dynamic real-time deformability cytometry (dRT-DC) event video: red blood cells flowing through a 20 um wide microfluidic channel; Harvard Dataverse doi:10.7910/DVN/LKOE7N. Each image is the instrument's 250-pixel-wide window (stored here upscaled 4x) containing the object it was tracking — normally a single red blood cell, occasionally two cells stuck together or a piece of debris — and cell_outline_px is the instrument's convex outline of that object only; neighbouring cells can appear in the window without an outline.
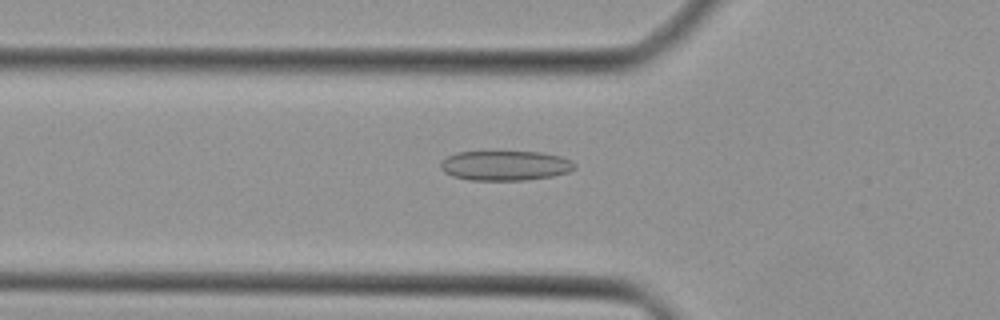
{"species": "Egyptian fruit bat (a non-hibernating species)", "species_latin": "Rousettus aegyptiacus", "temperature_condition": "cold", "stored_images_in_passage": 38, "camera_frame_rate_fps": 3000, "um_per_image_px": 0.085, "animal": {"sex": "female"}, "frame": {"image": 1, "passage_image": 8, "time_ms": 2.333, "image_size_px": [1000, 320], "cell_outline_px": [[576, 168], [568, 172], [552, 176], [524, 180], [468, 180], [452, 176], [444, 172], [440, 168], [440, 164], [448, 156], [456, 152], [540, 152], [560, 156], [576, 164]], "centroid_in_image_um": [42.93, 14.08], "position_along_channel_um": 82.9, "area_um2": 23.18}}
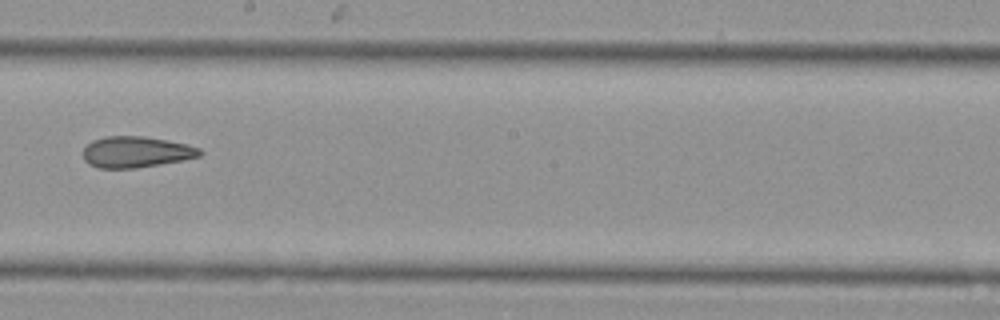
{"frame": {"image": 2, "passage_image": 18, "time_ms": 5.667, "image_size_px": [1000, 320], "cell_outline_px": [[204, 152], [200, 156], [184, 160], [136, 168], [100, 168], [88, 164], [84, 160], [84, 148], [92, 140], [104, 136], [144, 136], [168, 140], [188, 144], [200, 148]], "centroid_in_image_um": [11.59, 12.91], "position_along_channel_um": 236.6, "area_um2": 21.33}}
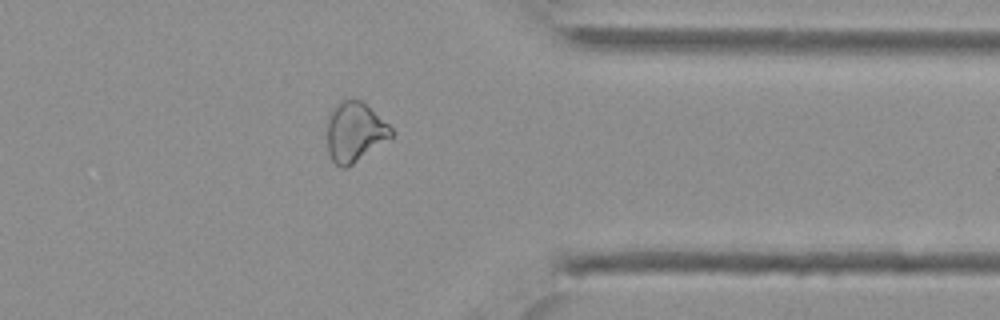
{"frame": {"image": 3, "passage_image": 28, "time_ms": 9.0, "image_size_px": [1000, 320], "cell_outline_px": [[392, 136], [348, 168], [340, 168], [332, 160], [328, 152], [328, 120], [332, 108], [336, 104], [344, 100], [360, 100], [388, 124], [392, 128]], "centroid_in_image_um": [30.13, 11.25], "position_along_channel_um": 381.3, "area_um2": 21.91}}